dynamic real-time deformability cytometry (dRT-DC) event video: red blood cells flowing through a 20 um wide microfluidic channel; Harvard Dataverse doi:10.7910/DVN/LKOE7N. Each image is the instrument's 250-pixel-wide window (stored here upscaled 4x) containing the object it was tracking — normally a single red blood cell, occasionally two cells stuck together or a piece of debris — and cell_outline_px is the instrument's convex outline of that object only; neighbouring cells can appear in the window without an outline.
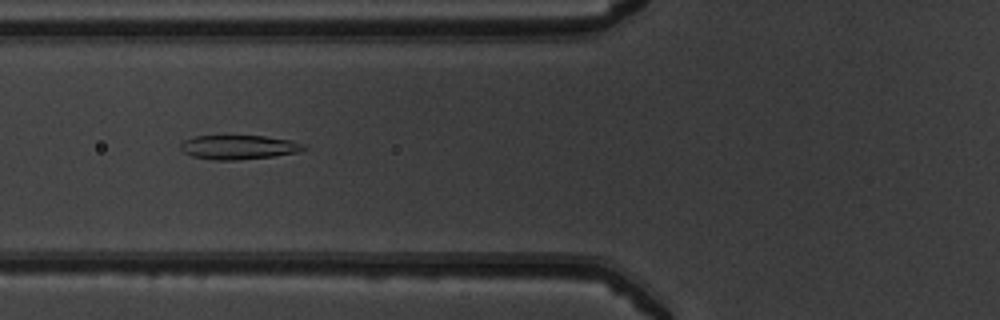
{"species": "common noctule bat (a hibernating species)", "species_latin": "Nyctalus noctula", "temperature_condition": "warm", "stored_images_in_passage": 42, "camera_frame_rate_fps": 3000, "um_per_image_px": 0.085, "animal": {"sex": "male", "body_mass_g": 19.5, "forearm_length_mm": 54.6}, "frame": {"image": 1, "passage_image": 13, "time_ms": 4.0, "image_size_px": [1000, 320], "cell_outline_px": [[308, 148], [300, 152], [272, 156], [236, 160], [212, 160], [192, 156], [184, 152], [180, 148], [180, 144], [184, 140], [196, 136], [264, 136], [292, 140], [304, 144]], "centroid_in_image_um": [20.32, 12.51], "position_along_channel_um": 105.5, "area_um2": 17.4}}
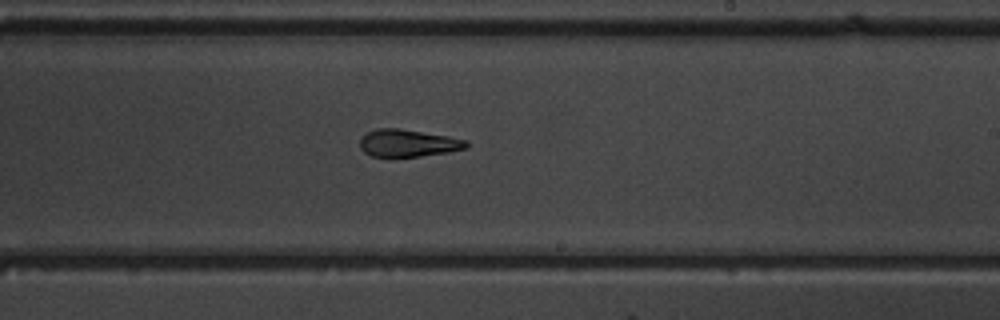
{"frame": {"image": 2, "passage_image": 24, "time_ms": 7.667, "image_size_px": [1000, 320], "cell_outline_px": [[468, 148], [448, 152], [420, 156], [372, 156], [364, 152], [360, 148], [360, 140], [368, 132], [376, 128], [400, 128], [448, 136], [464, 140], [468, 144]], "centroid_in_image_um": [34.68, 12.16], "position_along_channel_um": 254.3, "area_um2": 16.76}}
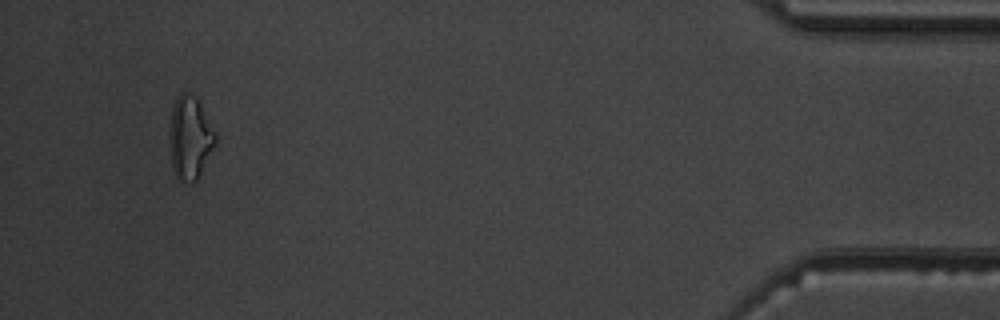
{"frame": {"image": 3, "passage_image": 41, "time_ms": 13.333, "image_size_px": [1000, 320], "cell_outline_px": [[216, 144], [200, 176], [192, 184], [188, 184], [180, 180], [176, 176], [172, 168], [172, 108], [176, 96], [180, 92], [184, 92], [196, 96], [216, 132]], "centroid_in_image_um": [16.21, 11.73], "position_along_channel_um": 419.0, "area_um2": 21.91}}